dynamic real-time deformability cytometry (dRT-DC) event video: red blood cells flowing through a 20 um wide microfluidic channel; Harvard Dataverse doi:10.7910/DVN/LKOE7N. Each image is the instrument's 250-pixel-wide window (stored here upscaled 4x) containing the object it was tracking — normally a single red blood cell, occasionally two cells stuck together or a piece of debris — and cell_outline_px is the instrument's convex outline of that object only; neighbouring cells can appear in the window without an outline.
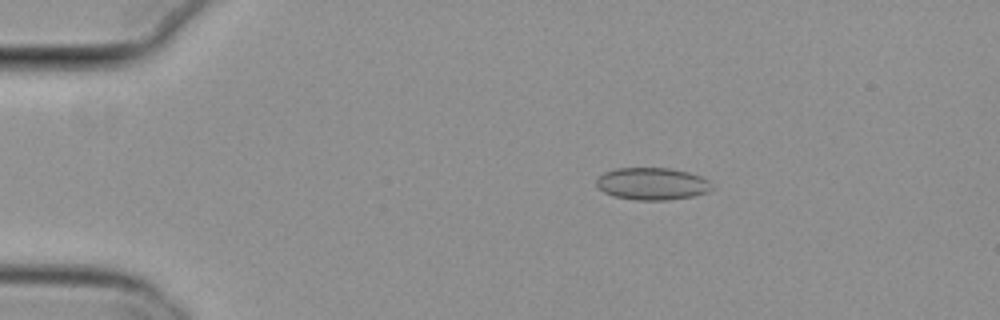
{"species": "common noctule bat (a hibernating species)", "species_latin": "Nyctalus noctula", "temperature_condition": "cold", "stored_images_in_passage": 3, "camera_frame_rate_fps": 3000, "um_per_image_px": 0.085, "animal": {"sex": "female", "body_mass_g": 29.2, "forearm_length_mm": 56.3}, "frame": {"image": 1, "passage_image": 2, "time_ms": 0.333, "image_size_px": [1000, 320], "cell_outline_px": [[712, 188], [704, 192], [692, 196], [668, 200], [632, 200], [612, 196], [604, 192], [596, 184], [596, 180], [604, 172], [616, 168], [668, 168], [688, 172], [700, 176], [708, 180]], "centroid_in_image_um": [55.39, 15.62], "position_along_channel_um": 29.6, "area_um2": 21.56}}